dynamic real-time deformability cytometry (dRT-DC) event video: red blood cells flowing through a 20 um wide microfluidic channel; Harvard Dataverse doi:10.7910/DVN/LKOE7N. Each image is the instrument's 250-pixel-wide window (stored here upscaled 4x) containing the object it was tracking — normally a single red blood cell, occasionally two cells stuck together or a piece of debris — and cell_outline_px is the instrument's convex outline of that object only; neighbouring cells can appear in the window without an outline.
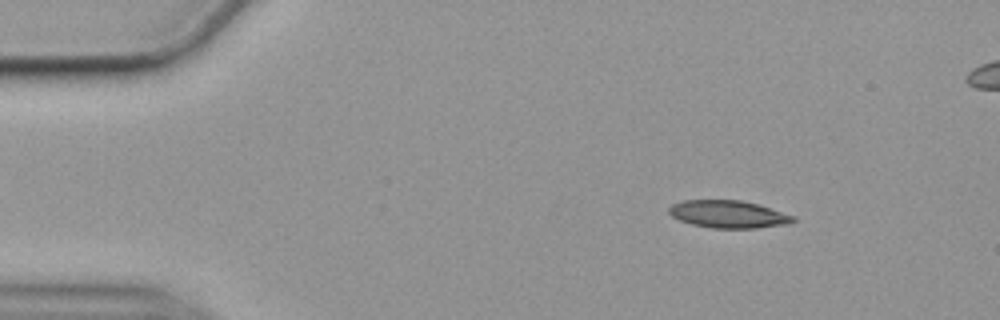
{"species": "common noctule bat (a hibernating species)", "species_latin": "Nyctalus noctula", "temperature_condition": "cold", "stored_images_in_passage": 54, "camera_frame_rate_fps": 3000, "um_per_image_px": 0.085, "animal": {"sex": "female", "body_mass_g": 19.9}, "frame": {"image": 1, "passage_image": 5, "time_ms": 1.333, "image_size_px": [1000, 320], "cell_outline_px": [[796, 220], [792, 224], [756, 228], [712, 228], [692, 224], [680, 220], [672, 216], [668, 212], [668, 208], [672, 204], [684, 200], [740, 200], [760, 204], [796, 216]], "centroid_in_image_um": [61.97, 18.21], "position_along_channel_um": 23.0, "area_um2": 20.17}}
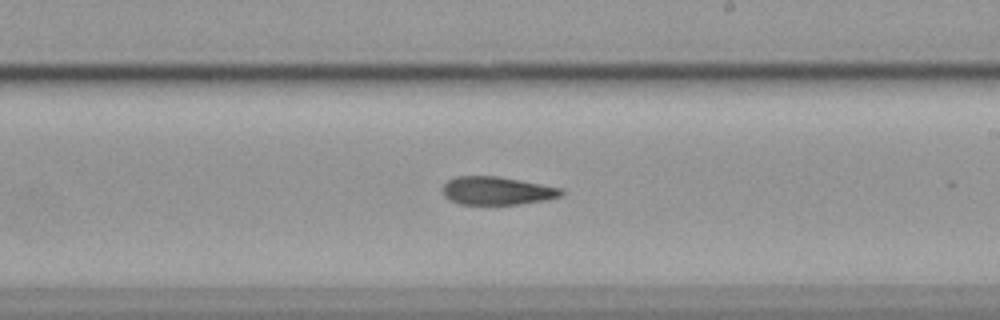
{"frame": {"image": 2, "passage_image": 30, "time_ms": 9.667, "image_size_px": [1000, 320], "cell_outline_px": [[564, 192], [560, 196], [544, 200], [516, 204], [460, 204], [448, 200], [444, 196], [444, 184], [448, 180], [456, 176], [500, 176], [560, 188]], "centroid_in_image_um": [42.2, 16.21], "position_along_channel_um": 246.8, "area_um2": 19.25}}
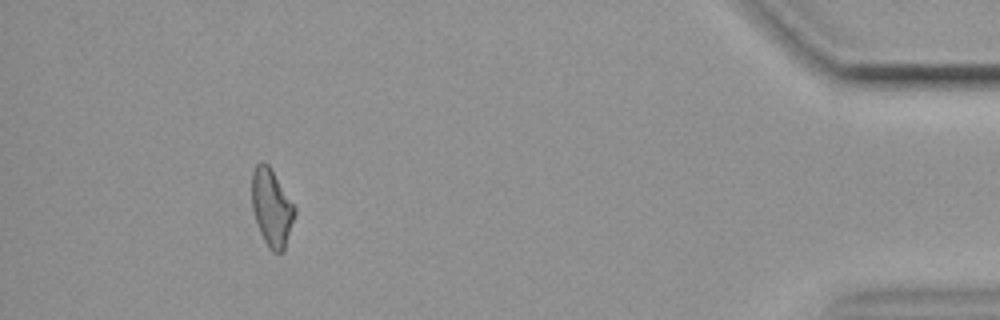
{"frame": {"image": 3, "passage_image": 49, "time_ms": 16.0, "image_size_px": [1000, 320], "cell_outline_px": [[296, 212], [284, 252], [272, 252], [268, 248], [260, 232], [252, 208], [252, 172], [256, 164], [260, 160], [264, 160], [268, 164], [296, 208]], "centroid_in_image_um": [23.09, 17.65], "position_along_channel_um": 412.1, "area_um2": 19.31}, "authors_computed_cell_mechanics": {"area_um2": 20.0855, "velocity_mm_per_s": 3.5572, "shape_relaxation_time_tau1_ms": 9.2645, "shape_relaxation_time_tau2_ms": 9.9892, "deformation_change_tau1": 0.2186, "deformation_change_tau2": 0.2315}}